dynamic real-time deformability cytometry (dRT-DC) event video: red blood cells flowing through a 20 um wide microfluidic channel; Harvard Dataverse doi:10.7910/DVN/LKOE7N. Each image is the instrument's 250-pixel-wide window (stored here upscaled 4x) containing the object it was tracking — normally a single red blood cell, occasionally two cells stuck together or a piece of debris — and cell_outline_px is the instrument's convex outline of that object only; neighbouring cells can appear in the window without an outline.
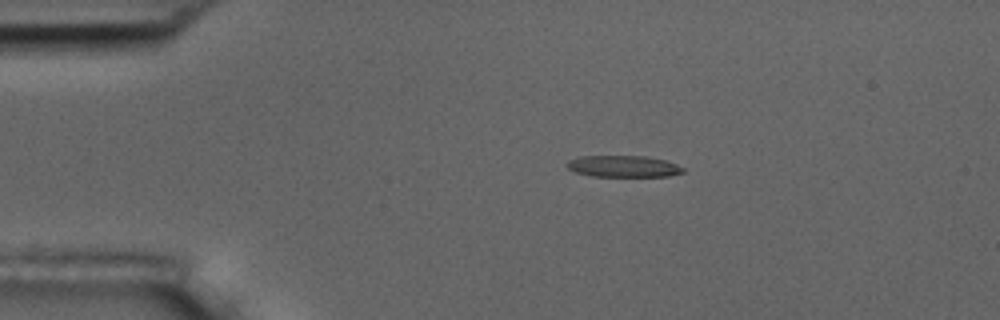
{"species": "common noctule bat (a hibernating species)", "species_latin": "Nyctalus noctula", "temperature_condition": "room temperature", "stored_images_in_passage": 3, "camera_frame_rate_fps": 3000, "um_per_image_px": 0.085, "animal": {"sex": "male", "body_mass_g": 17.5, "forearm_length_mm": 52.3}, "frame": {"image": 1, "passage_image": 2, "time_ms": 1.333, "image_size_px": [1000, 320], "cell_outline_px": [[684, 172], [668, 176], [592, 176], [576, 172], [568, 168], [564, 164], [568, 160], [580, 156], [644, 156], [664, 160], [676, 164], [684, 168]], "centroid_in_image_um": [52.95, 14.13], "position_along_channel_um": 32.0, "area_um2": 14.51}}